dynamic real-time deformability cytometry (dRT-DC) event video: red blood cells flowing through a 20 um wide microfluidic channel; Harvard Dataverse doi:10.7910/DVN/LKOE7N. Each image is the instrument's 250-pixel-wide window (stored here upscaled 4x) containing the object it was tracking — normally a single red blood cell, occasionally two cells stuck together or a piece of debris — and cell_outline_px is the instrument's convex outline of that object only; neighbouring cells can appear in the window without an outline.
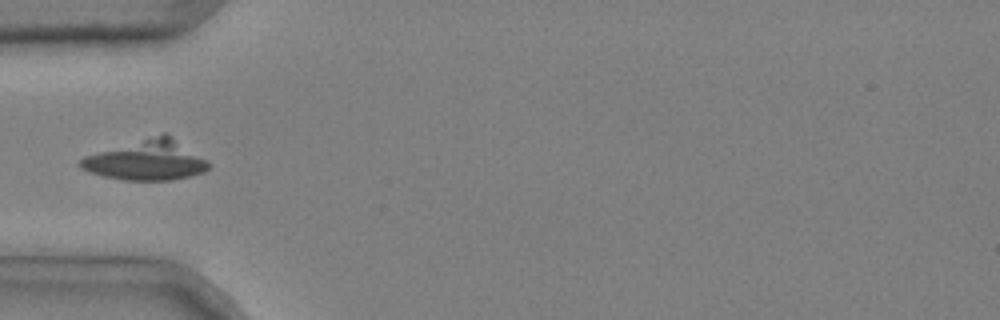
{"species": "common noctule bat (a hibernating species)", "species_latin": "Nyctalus noctula", "temperature_condition": "cold", "stored_images_in_passage": 8, "camera_frame_rate_fps": 3000, "um_per_image_px": 0.085, "animal": {"sex": "male", "body_mass_g": 20.4}, "frame": {"image": 1, "passage_image": 5, "time_ms": 1.333, "image_size_px": [1000, 320], "cell_outline_px": [[212, 164], [204, 172], [172, 180], [124, 180], [104, 176], [88, 172], [80, 168], [76, 164], [84, 156], [164, 132], [168, 132], [208, 160]], "centroid_in_image_um": [12.49, 13.61], "position_along_channel_um": 72.5, "area_um2": 30.11}}
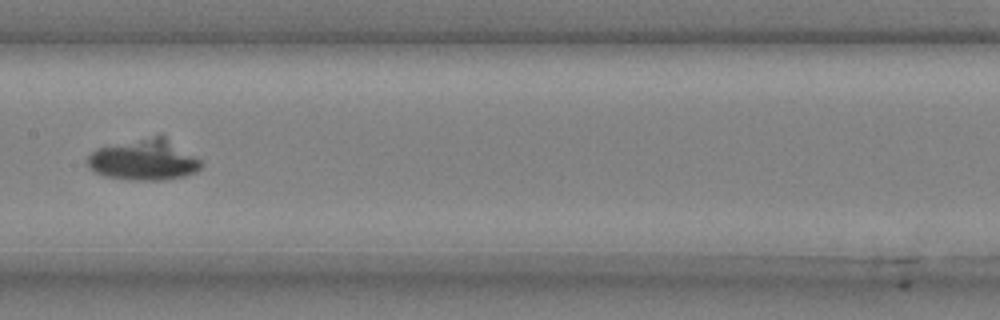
{"frame": {"image": 2, "passage_image": 8, "time_ms": 2.333, "image_size_px": [1000, 320], "cell_outline_px": [[204, 164], [196, 172], [184, 176], [164, 180], [132, 180], [104, 176], [88, 168], [88, 156], [96, 148], [156, 136], [164, 136], [200, 160]], "centroid_in_image_um": [12.24, 13.62], "position_along_channel_um": 195.2, "area_um2": 26.65}}